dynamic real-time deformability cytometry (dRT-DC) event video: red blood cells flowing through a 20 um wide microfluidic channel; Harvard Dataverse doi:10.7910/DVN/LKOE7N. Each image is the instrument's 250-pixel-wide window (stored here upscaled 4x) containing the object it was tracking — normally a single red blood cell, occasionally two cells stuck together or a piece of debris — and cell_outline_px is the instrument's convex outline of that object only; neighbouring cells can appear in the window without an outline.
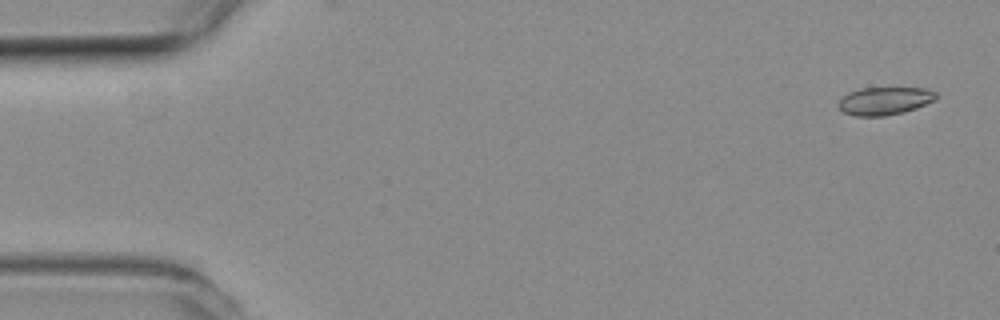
{"species": "common noctule bat (a hibernating species)", "species_latin": "Nyctalus noctula", "temperature_condition": "room temperature", "stored_images_in_passage": 9, "camera_frame_rate_fps": 3000, "um_per_image_px": 0.085, "animal": {"sex": "female", "body_mass_g": 19.3, "forearm_length_mm": 54.1}, "frame": {"image": 1, "passage_image": 1, "time_ms": 0.0, "image_size_px": [1000, 320], "cell_outline_px": [[936, 96], [932, 100], [916, 108], [884, 116], [856, 116], [844, 112], [836, 104], [848, 92], [860, 88], [924, 88], [936, 92]], "centroid_in_image_um": [75.14, 8.57], "position_along_channel_um": 9.9, "area_um2": 15.55}}